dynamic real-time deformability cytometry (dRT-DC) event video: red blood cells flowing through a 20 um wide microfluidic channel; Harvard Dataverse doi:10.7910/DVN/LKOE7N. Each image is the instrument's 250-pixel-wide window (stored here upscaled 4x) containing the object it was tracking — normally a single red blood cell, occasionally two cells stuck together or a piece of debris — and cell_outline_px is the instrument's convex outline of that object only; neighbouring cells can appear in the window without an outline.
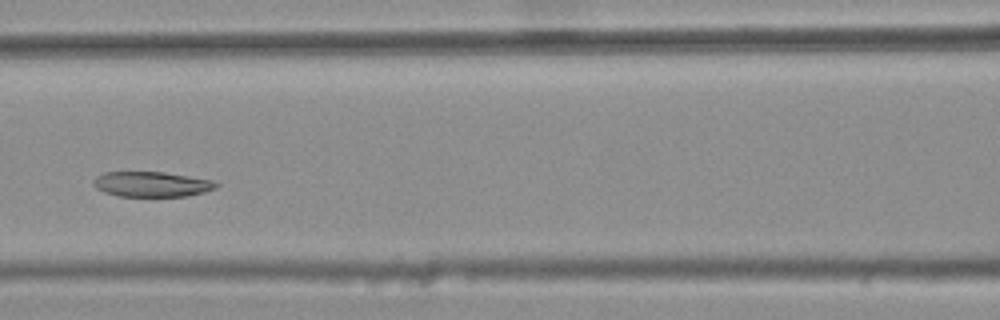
{"species": "common noctule bat (a hibernating species)", "species_latin": "Nyctalus noctula", "temperature_condition": "warm", "stored_images_in_passage": 5, "camera_frame_rate_fps": 3000, "um_per_image_px": 0.085, "animal": {"sex": "female", "body_mass_g": 25.1}, "frame": {"image": 1, "passage_image": 5, "time_ms": 1.333, "image_size_px": [1000, 320], "cell_outline_px": [[220, 184], [216, 188], [204, 192], [188, 196], [120, 196], [104, 192], [96, 188], [92, 184], [92, 180], [96, 176], [104, 172], [164, 172], [212, 180]], "centroid_in_image_um": [12.88, 15.65], "position_along_channel_um": 153.7, "area_um2": 18.03}}